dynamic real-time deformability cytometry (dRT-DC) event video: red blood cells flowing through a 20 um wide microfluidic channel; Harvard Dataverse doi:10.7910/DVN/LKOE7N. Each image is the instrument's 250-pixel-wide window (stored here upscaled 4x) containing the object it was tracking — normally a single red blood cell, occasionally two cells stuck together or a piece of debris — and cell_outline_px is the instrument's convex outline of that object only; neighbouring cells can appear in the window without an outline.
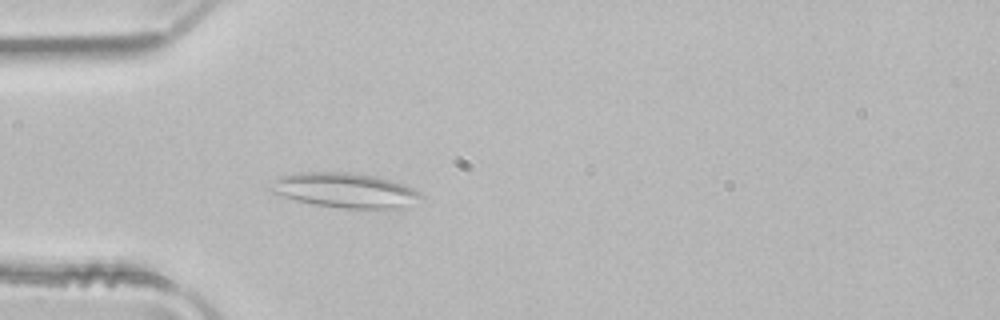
{"species": "common noctule bat (a hibernating species)", "species_latin": "Nyctalus noctula", "temperature_condition": "room temperature", "stored_images_in_passage": 45, "camera_frame_rate_fps": 3000, "um_per_image_px": 0.085, "animal": {"sex": "male", "body_mass_g": 21.5, "forearm_length_mm": 52.0}, "frame": {"image": 1, "passage_image": 9, "time_ms": 2.667, "image_size_px": [1000, 320], "cell_outline_px": [[424, 196], [404, 208], [384, 212], [340, 208], [312, 204], [280, 196], [272, 192], [268, 188], [280, 176], [300, 172], [348, 172], [380, 176], [404, 184], [420, 192]], "centroid_in_image_um": [29.41, 16.22], "position_along_channel_um": 55.6, "area_um2": 31.56}}
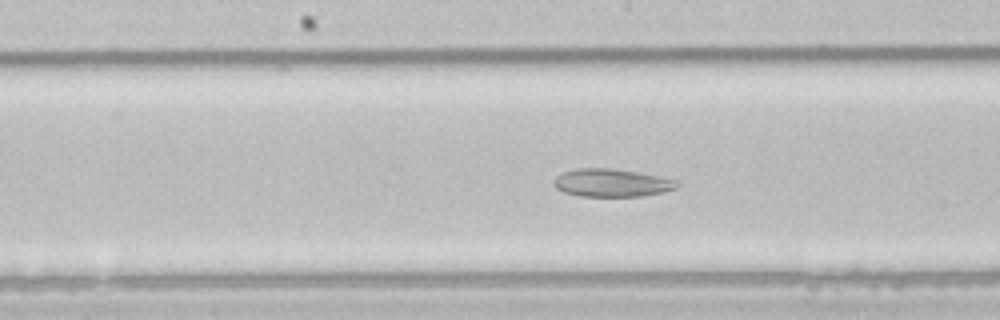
{"frame": {"image": 2, "passage_image": 20, "time_ms": 6.333, "image_size_px": [1000, 320], "cell_outline_px": [[680, 184], [676, 188], [664, 192], [640, 196], [580, 196], [564, 192], [556, 188], [552, 184], [552, 180], [556, 176], [564, 172], [576, 168], [612, 168], [636, 172], [680, 180]], "centroid_in_image_um": [52.0, 15.54], "position_along_channel_um": 196.2, "area_um2": 20.17}}
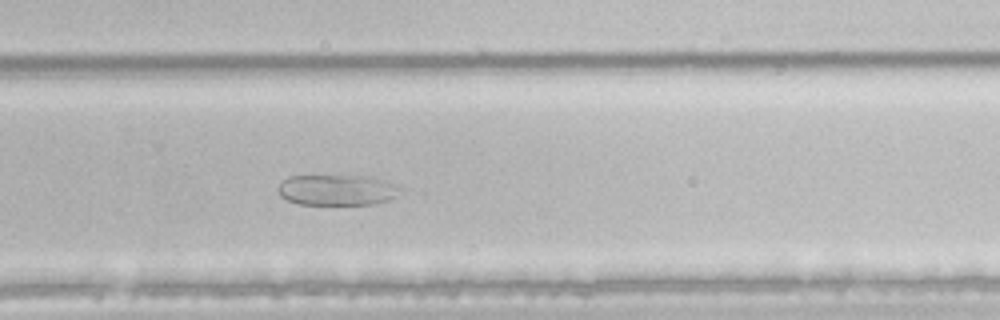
{"frame": {"image": 3, "passage_image": 28, "time_ms": 9.0, "image_size_px": [1000, 320], "cell_outline_px": [[404, 188], [396, 196], [388, 200], [376, 204], [300, 204], [288, 200], [280, 196], [276, 188], [288, 176], [368, 176], [400, 184]], "centroid_in_image_um": [28.71, 16.14], "position_along_channel_um": 301.1, "area_um2": 22.08}}